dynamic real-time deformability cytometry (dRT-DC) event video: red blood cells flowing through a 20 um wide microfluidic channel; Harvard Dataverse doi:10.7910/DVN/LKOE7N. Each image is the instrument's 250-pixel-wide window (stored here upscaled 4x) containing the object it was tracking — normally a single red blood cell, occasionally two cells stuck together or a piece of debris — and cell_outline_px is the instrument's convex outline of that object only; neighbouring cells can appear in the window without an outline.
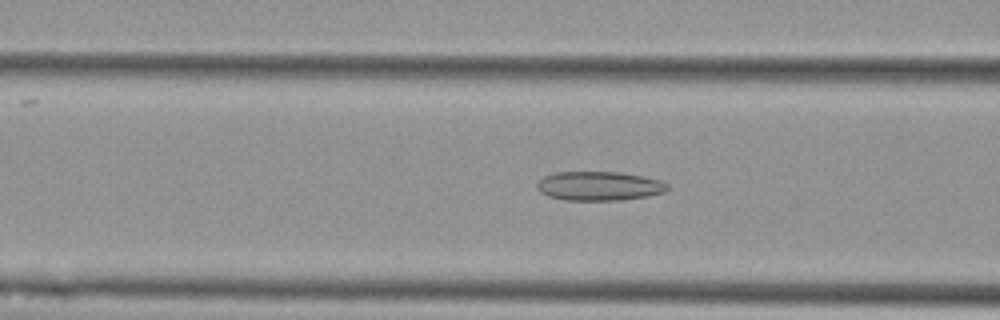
{"species": "Egyptian fruit bat (a non-hibernating species)", "species_latin": "Rousettus aegyptiacus", "temperature_condition": "cold", "stored_images_in_passage": 56, "camera_frame_rate_fps": 3000, "um_per_image_px": 0.085, "animal": {"sex": "female"}, "frame": {"image": 1, "passage_image": 22, "time_ms": 7.0, "image_size_px": [1000, 320], "cell_outline_px": [[672, 188], [664, 192], [648, 196], [620, 200], [564, 200], [548, 196], [540, 192], [536, 188], [536, 184], [544, 176], [556, 172], [620, 172], [644, 176], [660, 180], [668, 184]], "centroid_in_image_um": [50.95, 15.81], "position_along_channel_um": 115.7, "area_um2": 22.31}}
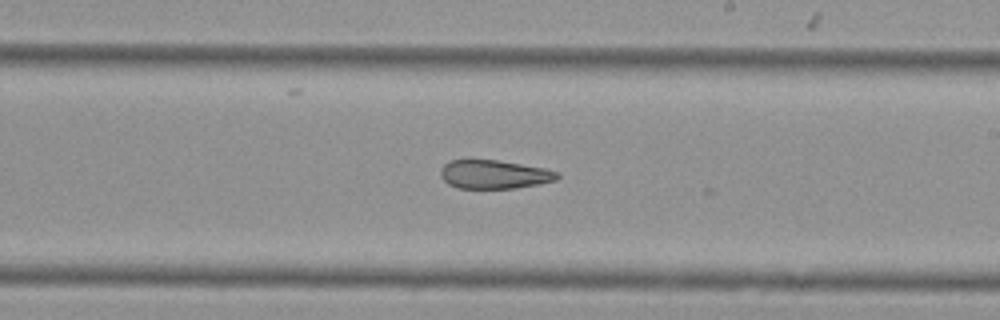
{"frame": {"image": 2, "passage_image": 33, "time_ms": 10.667, "image_size_px": [1000, 320], "cell_outline_px": [[560, 176], [556, 180], [540, 184], [516, 188], [456, 188], [448, 184], [440, 176], [440, 168], [448, 160], [496, 160], [548, 168], [560, 172]], "centroid_in_image_um": [42.03, 14.82], "position_along_channel_um": 247.0, "area_um2": 19.77}}
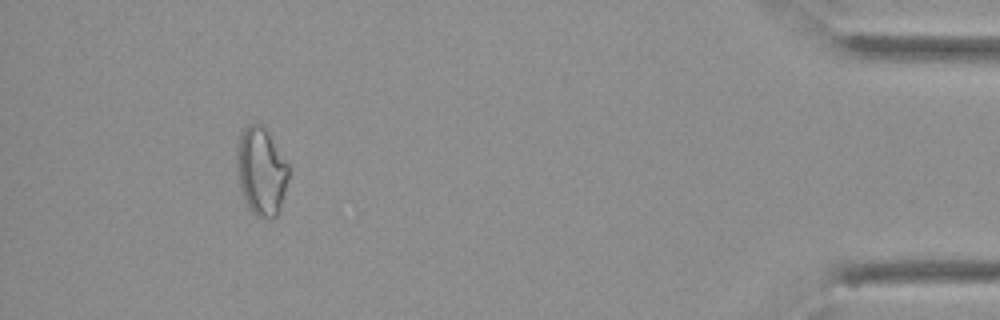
{"frame": {"image": 3, "passage_image": 52, "time_ms": 17.0, "image_size_px": [1000, 320], "cell_outline_px": [[288, 176], [280, 208], [276, 216], [272, 220], [268, 220], [256, 216], [248, 208], [240, 192], [236, 164], [236, 156], [240, 136], [244, 128], [248, 124], [256, 120], [264, 124], [288, 164]], "centroid_in_image_um": [22.18, 14.54], "position_along_channel_um": 413.0, "area_um2": 26.99}, "authors_computed_cell_mechanics": {"area_um2": 24.3916, "velocity_mm_per_s": 3.5887, "shape_relaxation_time_tau1_ms": null, "shape_relaxation_time_tau2_ms": 3.721, "deformation_change_tau1": null, "deformation_change_tau2": 0.1194}}